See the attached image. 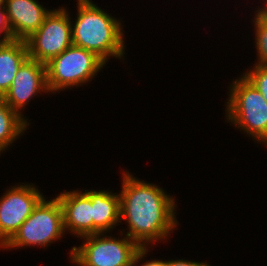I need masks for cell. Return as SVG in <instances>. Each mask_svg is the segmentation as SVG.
<instances>
[{
    "mask_svg": "<svg viewBox=\"0 0 267 266\" xmlns=\"http://www.w3.org/2000/svg\"><path fill=\"white\" fill-rule=\"evenodd\" d=\"M150 247H141L135 254L132 262V266H165V260H160V259H151V260H146L144 263L140 265L141 261L145 259L147 256L148 252L151 250L149 249ZM142 259V260H141ZM139 263V265H138Z\"/></svg>",
    "mask_w": 267,
    "mask_h": 266,
    "instance_id": "cell-17",
    "label": "cell"
},
{
    "mask_svg": "<svg viewBox=\"0 0 267 266\" xmlns=\"http://www.w3.org/2000/svg\"><path fill=\"white\" fill-rule=\"evenodd\" d=\"M28 58L23 40H12L0 45V97L9 89L19 67Z\"/></svg>",
    "mask_w": 267,
    "mask_h": 266,
    "instance_id": "cell-13",
    "label": "cell"
},
{
    "mask_svg": "<svg viewBox=\"0 0 267 266\" xmlns=\"http://www.w3.org/2000/svg\"><path fill=\"white\" fill-rule=\"evenodd\" d=\"M44 197L38 187L29 182H19L4 191L0 197V248L13 237Z\"/></svg>",
    "mask_w": 267,
    "mask_h": 266,
    "instance_id": "cell-8",
    "label": "cell"
},
{
    "mask_svg": "<svg viewBox=\"0 0 267 266\" xmlns=\"http://www.w3.org/2000/svg\"><path fill=\"white\" fill-rule=\"evenodd\" d=\"M82 190H65L56 196L63 211L65 234L69 232L77 238L93 234L92 202Z\"/></svg>",
    "mask_w": 267,
    "mask_h": 266,
    "instance_id": "cell-10",
    "label": "cell"
},
{
    "mask_svg": "<svg viewBox=\"0 0 267 266\" xmlns=\"http://www.w3.org/2000/svg\"><path fill=\"white\" fill-rule=\"evenodd\" d=\"M0 35L1 43H7L14 40L11 28L8 23L5 7H0Z\"/></svg>",
    "mask_w": 267,
    "mask_h": 266,
    "instance_id": "cell-18",
    "label": "cell"
},
{
    "mask_svg": "<svg viewBox=\"0 0 267 266\" xmlns=\"http://www.w3.org/2000/svg\"><path fill=\"white\" fill-rule=\"evenodd\" d=\"M5 8L14 40L23 41L40 28L52 10L38 0H6Z\"/></svg>",
    "mask_w": 267,
    "mask_h": 266,
    "instance_id": "cell-11",
    "label": "cell"
},
{
    "mask_svg": "<svg viewBox=\"0 0 267 266\" xmlns=\"http://www.w3.org/2000/svg\"><path fill=\"white\" fill-rule=\"evenodd\" d=\"M252 22L255 34L254 46L257 50V59L254 64L267 65V14L259 10L254 11Z\"/></svg>",
    "mask_w": 267,
    "mask_h": 266,
    "instance_id": "cell-15",
    "label": "cell"
},
{
    "mask_svg": "<svg viewBox=\"0 0 267 266\" xmlns=\"http://www.w3.org/2000/svg\"><path fill=\"white\" fill-rule=\"evenodd\" d=\"M66 7L53 8L40 28L25 40L28 58L46 64L72 45V26Z\"/></svg>",
    "mask_w": 267,
    "mask_h": 266,
    "instance_id": "cell-7",
    "label": "cell"
},
{
    "mask_svg": "<svg viewBox=\"0 0 267 266\" xmlns=\"http://www.w3.org/2000/svg\"><path fill=\"white\" fill-rule=\"evenodd\" d=\"M264 1V0H263ZM263 4V6L261 7V6H259L258 5V8L256 7V9L257 10H259L260 12H262V13H265V14H267V0H265L264 2H262Z\"/></svg>",
    "mask_w": 267,
    "mask_h": 266,
    "instance_id": "cell-20",
    "label": "cell"
},
{
    "mask_svg": "<svg viewBox=\"0 0 267 266\" xmlns=\"http://www.w3.org/2000/svg\"><path fill=\"white\" fill-rule=\"evenodd\" d=\"M75 21L71 20L72 45L94 52L105 63L126 56L124 25L92 0H77ZM124 31V32H123Z\"/></svg>",
    "mask_w": 267,
    "mask_h": 266,
    "instance_id": "cell-2",
    "label": "cell"
},
{
    "mask_svg": "<svg viewBox=\"0 0 267 266\" xmlns=\"http://www.w3.org/2000/svg\"><path fill=\"white\" fill-rule=\"evenodd\" d=\"M165 266H211V265L204 261L197 262L186 259H170V260H165Z\"/></svg>",
    "mask_w": 267,
    "mask_h": 266,
    "instance_id": "cell-19",
    "label": "cell"
},
{
    "mask_svg": "<svg viewBox=\"0 0 267 266\" xmlns=\"http://www.w3.org/2000/svg\"><path fill=\"white\" fill-rule=\"evenodd\" d=\"M28 123L18 113L13 111L5 100L0 97V156L25 134Z\"/></svg>",
    "mask_w": 267,
    "mask_h": 266,
    "instance_id": "cell-14",
    "label": "cell"
},
{
    "mask_svg": "<svg viewBox=\"0 0 267 266\" xmlns=\"http://www.w3.org/2000/svg\"><path fill=\"white\" fill-rule=\"evenodd\" d=\"M5 1L6 0H0V7H5Z\"/></svg>",
    "mask_w": 267,
    "mask_h": 266,
    "instance_id": "cell-21",
    "label": "cell"
},
{
    "mask_svg": "<svg viewBox=\"0 0 267 266\" xmlns=\"http://www.w3.org/2000/svg\"><path fill=\"white\" fill-rule=\"evenodd\" d=\"M92 202L93 234L105 233L118 225L120 220V194L111 190H88Z\"/></svg>",
    "mask_w": 267,
    "mask_h": 266,
    "instance_id": "cell-12",
    "label": "cell"
},
{
    "mask_svg": "<svg viewBox=\"0 0 267 266\" xmlns=\"http://www.w3.org/2000/svg\"><path fill=\"white\" fill-rule=\"evenodd\" d=\"M106 65L94 52L71 45L46 63L48 90L56 94L88 85Z\"/></svg>",
    "mask_w": 267,
    "mask_h": 266,
    "instance_id": "cell-4",
    "label": "cell"
},
{
    "mask_svg": "<svg viewBox=\"0 0 267 266\" xmlns=\"http://www.w3.org/2000/svg\"><path fill=\"white\" fill-rule=\"evenodd\" d=\"M225 119L254 142L267 146V101L243 75L228 87ZM252 137V138H251Z\"/></svg>",
    "mask_w": 267,
    "mask_h": 266,
    "instance_id": "cell-3",
    "label": "cell"
},
{
    "mask_svg": "<svg viewBox=\"0 0 267 266\" xmlns=\"http://www.w3.org/2000/svg\"><path fill=\"white\" fill-rule=\"evenodd\" d=\"M120 236L105 232L80 237L83 243L71 247L69 252L71 263L74 266H132L141 247L123 232Z\"/></svg>",
    "mask_w": 267,
    "mask_h": 266,
    "instance_id": "cell-6",
    "label": "cell"
},
{
    "mask_svg": "<svg viewBox=\"0 0 267 266\" xmlns=\"http://www.w3.org/2000/svg\"><path fill=\"white\" fill-rule=\"evenodd\" d=\"M63 211L57 197H44L34 208L31 215L22 223L19 230L1 248L3 250L24 247L47 249L53 242L65 238Z\"/></svg>",
    "mask_w": 267,
    "mask_h": 266,
    "instance_id": "cell-5",
    "label": "cell"
},
{
    "mask_svg": "<svg viewBox=\"0 0 267 266\" xmlns=\"http://www.w3.org/2000/svg\"><path fill=\"white\" fill-rule=\"evenodd\" d=\"M250 81L267 101V65L253 64L242 74Z\"/></svg>",
    "mask_w": 267,
    "mask_h": 266,
    "instance_id": "cell-16",
    "label": "cell"
},
{
    "mask_svg": "<svg viewBox=\"0 0 267 266\" xmlns=\"http://www.w3.org/2000/svg\"><path fill=\"white\" fill-rule=\"evenodd\" d=\"M120 194V220L128 227L125 233L140 247H152L165 242L179 226L177 202L163 187L122 172ZM165 240V241H164Z\"/></svg>",
    "mask_w": 267,
    "mask_h": 266,
    "instance_id": "cell-1",
    "label": "cell"
},
{
    "mask_svg": "<svg viewBox=\"0 0 267 266\" xmlns=\"http://www.w3.org/2000/svg\"><path fill=\"white\" fill-rule=\"evenodd\" d=\"M44 93L48 95L50 93L47 87L46 64L27 58L19 67L9 89L2 98L13 111L29 123L22 111L31 100H34L35 96Z\"/></svg>",
    "mask_w": 267,
    "mask_h": 266,
    "instance_id": "cell-9",
    "label": "cell"
}]
</instances>
